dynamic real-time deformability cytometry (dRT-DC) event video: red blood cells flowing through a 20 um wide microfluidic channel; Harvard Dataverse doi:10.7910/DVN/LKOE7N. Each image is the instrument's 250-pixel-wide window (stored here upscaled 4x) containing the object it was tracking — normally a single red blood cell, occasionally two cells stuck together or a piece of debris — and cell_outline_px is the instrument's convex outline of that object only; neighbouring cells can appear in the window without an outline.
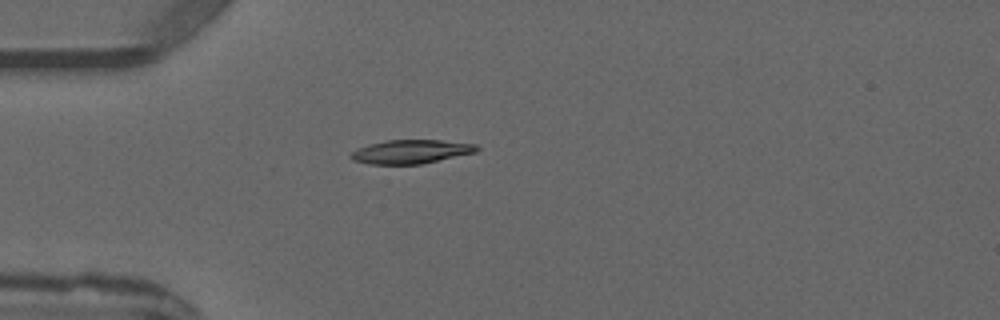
{"species": "common noctule bat (a hibernating species)", "species_latin": "Nyctalus noctula", "temperature_condition": "warm", "stored_images_in_passage": 1, "camera_frame_rate_fps": 3000, "um_per_image_px": 0.085, "animal": {"sex": "male", "forearm_length_mm": 52.5}, "frame": {"image": 1, "passage_image": 1, "time_ms": 0.0, "image_size_px": [1000, 320], "cell_outline_px": [[480, 148], [476, 152], [424, 164], [368, 164], [352, 160], [348, 156], [356, 148], [388, 140], [440, 140], [476, 144]], "centroid_in_image_um": [34.94, 12.9], "position_along_channel_um": 50.1, "area_um2": 17.51}}